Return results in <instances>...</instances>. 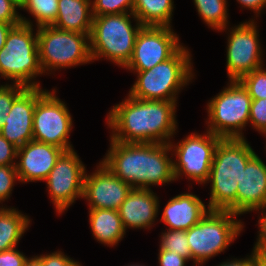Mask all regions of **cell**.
<instances>
[{
    "instance_id": "cell-1",
    "label": "cell",
    "mask_w": 266,
    "mask_h": 266,
    "mask_svg": "<svg viewBox=\"0 0 266 266\" xmlns=\"http://www.w3.org/2000/svg\"><path fill=\"white\" fill-rule=\"evenodd\" d=\"M177 101L142 100L130 95L107 114L112 140L122 143H167L177 131Z\"/></svg>"
},
{
    "instance_id": "cell-2",
    "label": "cell",
    "mask_w": 266,
    "mask_h": 266,
    "mask_svg": "<svg viewBox=\"0 0 266 266\" xmlns=\"http://www.w3.org/2000/svg\"><path fill=\"white\" fill-rule=\"evenodd\" d=\"M109 141L110 148L101 162L132 188L151 189L175 181L169 144Z\"/></svg>"
},
{
    "instance_id": "cell-3",
    "label": "cell",
    "mask_w": 266,
    "mask_h": 266,
    "mask_svg": "<svg viewBox=\"0 0 266 266\" xmlns=\"http://www.w3.org/2000/svg\"><path fill=\"white\" fill-rule=\"evenodd\" d=\"M256 154L245 138L221 139L215 149L210 175V210L237 215V183L247 162Z\"/></svg>"
},
{
    "instance_id": "cell-4",
    "label": "cell",
    "mask_w": 266,
    "mask_h": 266,
    "mask_svg": "<svg viewBox=\"0 0 266 266\" xmlns=\"http://www.w3.org/2000/svg\"><path fill=\"white\" fill-rule=\"evenodd\" d=\"M181 46L169 59L145 71H134L137 76L128 95L142 100L177 101L181 90L193 80L192 56Z\"/></svg>"
},
{
    "instance_id": "cell-5",
    "label": "cell",
    "mask_w": 266,
    "mask_h": 266,
    "mask_svg": "<svg viewBox=\"0 0 266 266\" xmlns=\"http://www.w3.org/2000/svg\"><path fill=\"white\" fill-rule=\"evenodd\" d=\"M21 21L9 31L0 50V77L25 87H41L35 81L45 75L39 62L37 28L34 32L32 21L22 15Z\"/></svg>"
},
{
    "instance_id": "cell-6",
    "label": "cell",
    "mask_w": 266,
    "mask_h": 266,
    "mask_svg": "<svg viewBox=\"0 0 266 266\" xmlns=\"http://www.w3.org/2000/svg\"><path fill=\"white\" fill-rule=\"evenodd\" d=\"M130 18L136 21L135 25ZM142 26L133 13L93 16L89 35L92 61L104 58L124 68L131 60Z\"/></svg>"
},
{
    "instance_id": "cell-7",
    "label": "cell",
    "mask_w": 266,
    "mask_h": 266,
    "mask_svg": "<svg viewBox=\"0 0 266 266\" xmlns=\"http://www.w3.org/2000/svg\"><path fill=\"white\" fill-rule=\"evenodd\" d=\"M237 217L233 212L209 210L186 231L193 266H203L206 261L227 250L244 228Z\"/></svg>"
},
{
    "instance_id": "cell-8",
    "label": "cell",
    "mask_w": 266,
    "mask_h": 266,
    "mask_svg": "<svg viewBox=\"0 0 266 266\" xmlns=\"http://www.w3.org/2000/svg\"><path fill=\"white\" fill-rule=\"evenodd\" d=\"M89 35L61 30L53 25L38 27L39 62L43 73L52 74L58 69L93 62Z\"/></svg>"
},
{
    "instance_id": "cell-9",
    "label": "cell",
    "mask_w": 266,
    "mask_h": 266,
    "mask_svg": "<svg viewBox=\"0 0 266 266\" xmlns=\"http://www.w3.org/2000/svg\"><path fill=\"white\" fill-rule=\"evenodd\" d=\"M252 99L239 80H229L227 87L207 103V129L222 139L245 138Z\"/></svg>"
},
{
    "instance_id": "cell-10",
    "label": "cell",
    "mask_w": 266,
    "mask_h": 266,
    "mask_svg": "<svg viewBox=\"0 0 266 266\" xmlns=\"http://www.w3.org/2000/svg\"><path fill=\"white\" fill-rule=\"evenodd\" d=\"M222 138L210 131L192 132L176 144L169 142L175 181L183 176L189 181L206 184L210 175L215 149ZM173 152V153H172ZM174 155V156H173Z\"/></svg>"
},
{
    "instance_id": "cell-11",
    "label": "cell",
    "mask_w": 266,
    "mask_h": 266,
    "mask_svg": "<svg viewBox=\"0 0 266 266\" xmlns=\"http://www.w3.org/2000/svg\"><path fill=\"white\" fill-rule=\"evenodd\" d=\"M73 119L67 105L56 90H47L36 102L33 114V140L57 146L64 151L74 149L69 141Z\"/></svg>"
},
{
    "instance_id": "cell-12",
    "label": "cell",
    "mask_w": 266,
    "mask_h": 266,
    "mask_svg": "<svg viewBox=\"0 0 266 266\" xmlns=\"http://www.w3.org/2000/svg\"><path fill=\"white\" fill-rule=\"evenodd\" d=\"M256 23L255 19H250L229 29L226 47L228 80H240L244 75L264 65Z\"/></svg>"
},
{
    "instance_id": "cell-13",
    "label": "cell",
    "mask_w": 266,
    "mask_h": 266,
    "mask_svg": "<svg viewBox=\"0 0 266 266\" xmlns=\"http://www.w3.org/2000/svg\"><path fill=\"white\" fill-rule=\"evenodd\" d=\"M86 167L74 149L64 151L45 179L48 194L58 215L64 213L77 198L83 197Z\"/></svg>"
},
{
    "instance_id": "cell-14",
    "label": "cell",
    "mask_w": 266,
    "mask_h": 266,
    "mask_svg": "<svg viewBox=\"0 0 266 266\" xmlns=\"http://www.w3.org/2000/svg\"><path fill=\"white\" fill-rule=\"evenodd\" d=\"M168 26H142L137 33L133 55L126 70L145 71L169 59L182 45Z\"/></svg>"
},
{
    "instance_id": "cell-15",
    "label": "cell",
    "mask_w": 266,
    "mask_h": 266,
    "mask_svg": "<svg viewBox=\"0 0 266 266\" xmlns=\"http://www.w3.org/2000/svg\"><path fill=\"white\" fill-rule=\"evenodd\" d=\"M132 187L115 176L101 161L93 173L85 172L83 197L89 209L118 210Z\"/></svg>"
},
{
    "instance_id": "cell-16",
    "label": "cell",
    "mask_w": 266,
    "mask_h": 266,
    "mask_svg": "<svg viewBox=\"0 0 266 266\" xmlns=\"http://www.w3.org/2000/svg\"><path fill=\"white\" fill-rule=\"evenodd\" d=\"M41 87H27L13 102L0 134L15 147L33 140V114L37 100L46 92Z\"/></svg>"
},
{
    "instance_id": "cell-17",
    "label": "cell",
    "mask_w": 266,
    "mask_h": 266,
    "mask_svg": "<svg viewBox=\"0 0 266 266\" xmlns=\"http://www.w3.org/2000/svg\"><path fill=\"white\" fill-rule=\"evenodd\" d=\"M63 152L57 146L35 140L17 148L16 159L19 160L15 166L20 182L45 181Z\"/></svg>"
},
{
    "instance_id": "cell-18",
    "label": "cell",
    "mask_w": 266,
    "mask_h": 266,
    "mask_svg": "<svg viewBox=\"0 0 266 266\" xmlns=\"http://www.w3.org/2000/svg\"><path fill=\"white\" fill-rule=\"evenodd\" d=\"M266 209V164L255 154L237 183V215Z\"/></svg>"
},
{
    "instance_id": "cell-19",
    "label": "cell",
    "mask_w": 266,
    "mask_h": 266,
    "mask_svg": "<svg viewBox=\"0 0 266 266\" xmlns=\"http://www.w3.org/2000/svg\"><path fill=\"white\" fill-rule=\"evenodd\" d=\"M159 202L153 190L132 188L118 209L124 229H151L159 215Z\"/></svg>"
},
{
    "instance_id": "cell-20",
    "label": "cell",
    "mask_w": 266,
    "mask_h": 266,
    "mask_svg": "<svg viewBox=\"0 0 266 266\" xmlns=\"http://www.w3.org/2000/svg\"><path fill=\"white\" fill-rule=\"evenodd\" d=\"M204 202L193 193H181L166 203L160 222L169 230L187 231L196 225L210 210Z\"/></svg>"
},
{
    "instance_id": "cell-21",
    "label": "cell",
    "mask_w": 266,
    "mask_h": 266,
    "mask_svg": "<svg viewBox=\"0 0 266 266\" xmlns=\"http://www.w3.org/2000/svg\"><path fill=\"white\" fill-rule=\"evenodd\" d=\"M93 23L92 0H58L54 27L61 30L90 34Z\"/></svg>"
},
{
    "instance_id": "cell-22",
    "label": "cell",
    "mask_w": 266,
    "mask_h": 266,
    "mask_svg": "<svg viewBox=\"0 0 266 266\" xmlns=\"http://www.w3.org/2000/svg\"><path fill=\"white\" fill-rule=\"evenodd\" d=\"M89 225L97 242L117 246L126 235L118 210L89 209Z\"/></svg>"
},
{
    "instance_id": "cell-23",
    "label": "cell",
    "mask_w": 266,
    "mask_h": 266,
    "mask_svg": "<svg viewBox=\"0 0 266 266\" xmlns=\"http://www.w3.org/2000/svg\"><path fill=\"white\" fill-rule=\"evenodd\" d=\"M31 219L14 207H0V252L17 247Z\"/></svg>"
},
{
    "instance_id": "cell-24",
    "label": "cell",
    "mask_w": 266,
    "mask_h": 266,
    "mask_svg": "<svg viewBox=\"0 0 266 266\" xmlns=\"http://www.w3.org/2000/svg\"><path fill=\"white\" fill-rule=\"evenodd\" d=\"M173 0H134L133 14L143 26H168L174 11Z\"/></svg>"
},
{
    "instance_id": "cell-25",
    "label": "cell",
    "mask_w": 266,
    "mask_h": 266,
    "mask_svg": "<svg viewBox=\"0 0 266 266\" xmlns=\"http://www.w3.org/2000/svg\"><path fill=\"white\" fill-rule=\"evenodd\" d=\"M193 2L199 17L208 28L227 32L230 23L227 0H193Z\"/></svg>"
},
{
    "instance_id": "cell-26",
    "label": "cell",
    "mask_w": 266,
    "mask_h": 266,
    "mask_svg": "<svg viewBox=\"0 0 266 266\" xmlns=\"http://www.w3.org/2000/svg\"><path fill=\"white\" fill-rule=\"evenodd\" d=\"M20 9L35 18L37 28L52 25L57 18L58 0H24Z\"/></svg>"
},
{
    "instance_id": "cell-27",
    "label": "cell",
    "mask_w": 266,
    "mask_h": 266,
    "mask_svg": "<svg viewBox=\"0 0 266 266\" xmlns=\"http://www.w3.org/2000/svg\"><path fill=\"white\" fill-rule=\"evenodd\" d=\"M160 237L159 249L173 251L191 261V249L186 231L166 229Z\"/></svg>"
},
{
    "instance_id": "cell-28",
    "label": "cell",
    "mask_w": 266,
    "mask_h": 266,
    "mask_svg": "<svg viewBox=\"0 0 266 266\" xmlns=\"http://www.w3.org/2000/svg\"><path fill=\"white\" fill-rule=\"evenodd\" d=\"M252 100L266 99V68L264 65L249 72L239 80Z\"/></svg>"
},
{
    "instance_id": "cell-29",
    "label": "cell",
    "mask_w": 266,
    "mask_h": 266,
    "mask_svg": "<svg viewBox=\"0 0 266 266\" xmlns=\"http://www.w3.org/2000/svg\"><path fill=\"white\" fill-rule=\"evenodd\" d=\"M134 0H93L92 15L133 13Z\"/></svg>"
},
{
    "instance_id": "cell-30",
    "label": "cell",
    "mask_w": 266,
    "mask_h": 266,
    "mask_svg": "<svg viewBox=\"0 0 266 266\" xmlns=\"http://www.w3.org/2000/svg\"><path fill=\"white\" fill-rule=\"evenodd\" d=\"M27 87L12 83L0 85V130L4 124V118L8 116L10 108L14 100L26 89Z\"/></svg>"
},
{
    "instance_id": "cell-31",
    "label": "cell",
    "mask_w": 266,
    "mask_h": 266,
    "mask_svg": "<svg viewBox=\"0 0 266 266\" xmlns=\"http://www.w3.org/2000/svg\"><path fill=\"white\" fill-rule=\"evenodd\" d=\"M16 181L20 182L15 165H0V204L10 198ZM3 205H0V207Z\"/></svg>"
},
{
    "instance_id": "cell-32",
    "label": "cell",
    "mask_w": 266,
    "mask_h": 266,
    "mask_svg": "<svg viewBox=\"0 0 266 266\" xmlns=\"http://www.w3.org/2000/svg\"><path fill=\"white\" fill-rule=\"evenodd\" d=\"M249 123L254 130L266 137V99L252 100Z\"/></svg>"
},
{
    "instance_id": "cell-33",
    "label": "cell",
    "mask_w": 266,
    "mask_h": 266,
    "mask_svg": "<svg viewBox=\"0 0 266 266\" xmlns=\"http://www.w3.org/2000/svg\"><path fill=\"white\" fill-rule=\"evenodd\" d=\"M20 6L12 0H0V22L18 25L22 23L21 14L17 11Z\"/></svg>"
},
{
    "instance_id": "cell-34",
    "label": "cell",
    "mask_w": 266,
    "mask_h": 266,
    "mask_svg": "<svg viewBox=\"0 0 266 266\" xmlns=\"http://www.w3.org/2000/svg\"><path fill=\"white\" fill-rule=\"evenodd\" d=\"M44 266H82L78 261L73 260L62 251H54L49 254L39 255Z\"/></svg>"
},
{
    "instance_id": "cell-35",
    "label": "cell",
    "mask_w": 266,
    "mask_h": 266,
    "mask_svg": "<svg viewBox=\"0 0 266 266\" xmlns=\"http://www.w3.org/2000/svg\"><path fill=\"white\" fill-rule=\"evenodd\" d=\"M258 219V238L252 251L257 256L266 257V209L260 211Z\"/></svg>"
},
{
    "instance_id": "cell-36",
    "label": "cell",
    "mask_w": 266,
    "mask_h": 266,
    "mask_svg": "<svg viewBox=\"0 0 266 266\" xmlns=\"http://www.w3.org/2000/svg\"><path fill=\"white\" fill-rule=\"evenodd\" d=\"M17 147L0 134V165H16Z\"/></svg>"
},
{
    "instance_id": "cell-37",
    "label": "cell",
    "mask_w": 266,
    "mask_h": 266,
    "mask_svg": "<svg viewBox=\"0 0 266 266\" xmlns=\"http://www.w3.org/2000/svg\"><path fill=\"white\" fill-rule=\"evenodd\" d=\"M27 259L17 247L0 252V266H23Z\"/></svg>"
},
{
    "instance_id": "cell-38",
    "label": "cell",
    "mask_w": 266,
    "mask_h": 266,
    "mask_svg": "<svg viewBox=\"0 0 266 266\" xmlns=\"http://www.w3.org/2000/svg\"><path fill=\"white\" fill-rule=\"evenodd\" d=\"M189 262L186 258L180 256L173 251H166L159 249L158 252V263L159 266H186Z\"/></svg>"
},
{
    "instance_id": "cell-39",
    "label": "cell",
    "mask_w": 266,
    "mask_h": 266,
    "mask_svg": "<svg viewBox=\"0 0 266 266\" xmlns=\"http://www.w3.org/2000/svg\"><path fill=\"white\" fill-rule=\"evenodd\" d=\"M241 8L253 10L255 17H259L261 12L266 8V0H236Z\"/></svg>"
},
{
    "instance_id": "cell-40",
    "label": "cell",
    "mask_w": 266,
    "mask_h": 266,
    "mask_svg": "<svg viewBox=\"0 0 266 266\" xmlns=\"http://www.w3.org/2000/svg\"><path fill=\"white\" fill-rule=\"evenodd\" d=\"M257 259V255L252 251L251 255H249L246 258L241 259H227L226 261H223L217 266H254L255 260Z\"/></svg>"
},
{
    "instance_id": "cell-41",
    "label": "cell",
    "mask_w": 266,
    "mask_h": 266,
    "mask_svg": "<svg viewBox=\"0 0 266 266\" xmlns=\"http://www.w3.org/2000/svg\"><path fill=\"white\" fill-rule=\"evenodd\" d=\"M16 25L0 22V50L4 47L9 31Z\"/></svg>"
},
{
    "instance_id": "cell-42",
    "label": "cell",
    "mask_w": 266,
    "mask_h": 266,
    "mask_svg": "<svg viewBox=\"0 0 266 266\" xmlns=\"http://www.w3.org/2000/svg\"><path fill=\"white\" fill-rule=\"evenodd\" d=\"M23 266H44V264H42L40 257L36 255L29 257Z\"/></svg>"
},
{
    "instance_id": "cell-43",
    "label": "cell",
    "mask_w": 266,
    "mask_h": 266,
    "mask_svg": "<svg viewBox=\"0 0 266 266\" xmlns=\"http://www.w3.org/2000/svg\"><path fill=\"white\" fill-rule=\"evenodd\" d=\"M254 266H266V257L257 256Z\"/></svg>"
},
{
    "instance_id": "cell-44",
    "label": "cell",
    "mask_w": 266,
    "mask_h": 266,
    "mask_svg": "<svg viewBox=\"0 0 266 266\" xmlns=\"http://www.w3.org/2000/svg\"><path fill=\"white\" fill-rule=\"evenodd\" d=\"M12 1L16 2L19 6H21L24 0H12Z\"/></svg>"
},
{
    "instance_id": "cell-45",
    "label": "cell",
    "mask_w": 266,
    "mask_h": 266,
    "mask_svg": "<svg viewBox=\"0 0 266 266\" xmlns=\"http://www.w3.org/2000/svg\"><path fill=\"white\" fill-rule=\"evenodd\" d=\"M126 266H127V265H126ZM128 266H144V264L141 265V264L136 263V264H130V265H128Z\"/></svg>"
}]
</instances>
